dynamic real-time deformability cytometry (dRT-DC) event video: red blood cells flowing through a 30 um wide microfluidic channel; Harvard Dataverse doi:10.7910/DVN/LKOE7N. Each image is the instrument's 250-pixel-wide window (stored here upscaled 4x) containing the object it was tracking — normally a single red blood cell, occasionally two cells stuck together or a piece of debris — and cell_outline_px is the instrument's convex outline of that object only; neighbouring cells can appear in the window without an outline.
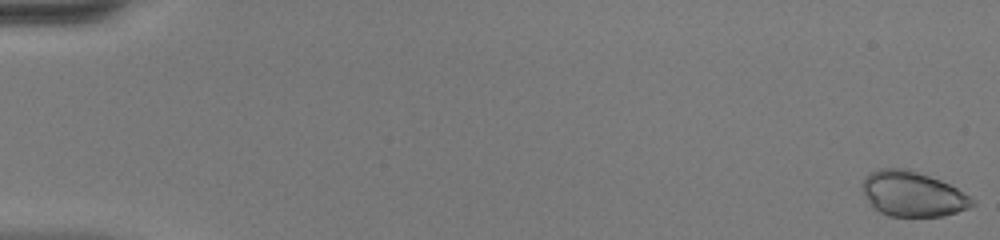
{"species": "common noctule bat (a hibernating species)", "species_latin": "Nyctalus noctula", "temperature_condition": "warm", "stored_images_in_passage": 51, "camera_frame_rate_fps": 3000, "um_per_image_px": 0.085, "animal": {"sex": "female", "body_mass_g": 20.0, "forearm_length_mm": 54.0}, "frame": {"image": 1, "passage_image": 1, "time_ms": 0.0, "image_size_px": [1000, 240], "cell_outline_px": [[976, 204], [968, 208], [944, 216], [888, 216], [872, 208], [864, 192], [864, 176], [880, 168], [908, 168], [940, 180], [956, 188], [976, 200]], "centroid_in_image_um": [77.59, 16.49], "position_along_channel_um": 7.4, "area_um2": 28.73}}
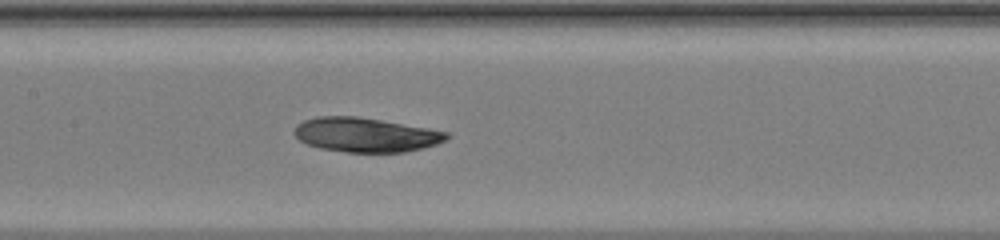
{"frame": {"image": 2, "passage_image": 26, "time_ms": 8.333, "image_size_px": [1000, 240], "cell_outline_px": [[448, 140], [424, 148], [404, 152], [348, 152], [320, 148], [308, 144], [300, 140], [292, 132], [296, 124], [304, 120], [316, 116], [356, 116], [428, 128], [448, 132]], "centroid_in_image_um": [31.06, 11.45], "position_along_channel_um": 176.3, "area_um2": 30.46}}
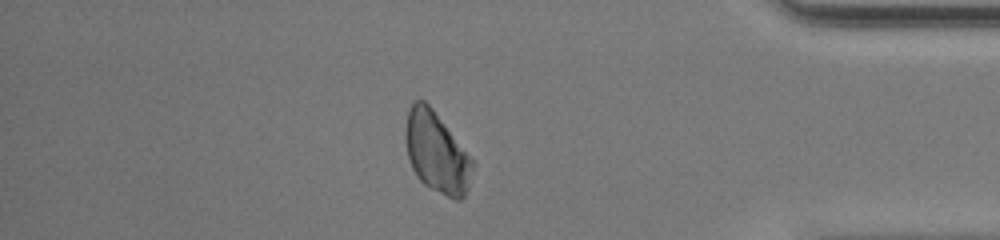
{"frame": {"image": 3, "passage_image": 44, "time_ms": 14.333, "image_size_px": [1000, 240], "cell_outline_px": [[472, 168], [468, 188], [464, 196], [460, 200], [456, 200], [424, 184], [416, 176], [412, 168], [408, 156], [404, 140], [404, 128], [408, 108], [416, 100], [424, 100], [432, 108], [472, 160]], "centroid_in_image_um": [37.05, 12.94], "position_along_channel_um": 398.1, "area_um2": 30.98}}